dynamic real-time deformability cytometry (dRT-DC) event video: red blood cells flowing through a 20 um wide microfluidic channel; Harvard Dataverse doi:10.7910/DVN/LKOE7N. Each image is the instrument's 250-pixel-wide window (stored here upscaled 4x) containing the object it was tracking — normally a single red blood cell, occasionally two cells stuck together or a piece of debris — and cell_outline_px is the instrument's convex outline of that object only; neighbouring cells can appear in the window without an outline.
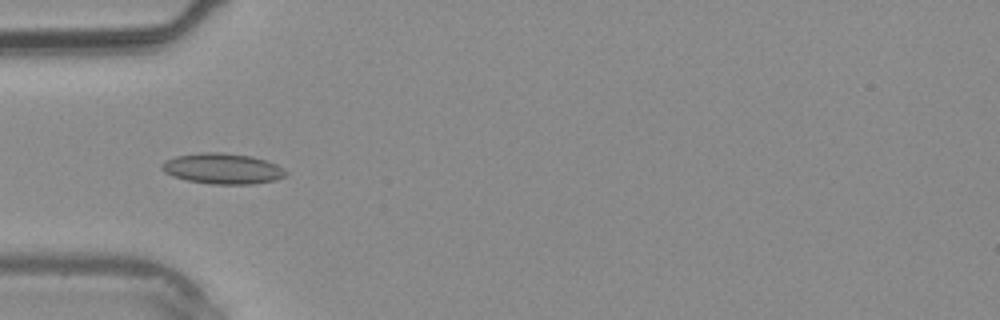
{"species": "common noctule bat (a hibernating species)", "species_latin": "Nyctalus noctula", "temperature_condition": "warm", "stored_images_in_passage": 39, "camera_frame_rate_fps": 3000, "um_per_image_px": 0.085, "animal": {"sex": "male", "body_mass_g": 20.4}, "frame": {"image": 1, "passage_image": 12, "time_ms": 3.667, "image_size_px": [1000, 320], "cell_outline_px": [[288, 172], [284, 176], [276, 180], [252, 184], [212, 184], [188, 180], [172, 176], [164, 172], [160, 168], [160, 164], [164, 160], [176, 156], [200, 152], [224, 152], [252, 156], [276, 164], [284, 168]], "centroid_in_image_um": [18.9, 14.32], "position_along_channel_um": 66.1, "area_um2": 22.31}}